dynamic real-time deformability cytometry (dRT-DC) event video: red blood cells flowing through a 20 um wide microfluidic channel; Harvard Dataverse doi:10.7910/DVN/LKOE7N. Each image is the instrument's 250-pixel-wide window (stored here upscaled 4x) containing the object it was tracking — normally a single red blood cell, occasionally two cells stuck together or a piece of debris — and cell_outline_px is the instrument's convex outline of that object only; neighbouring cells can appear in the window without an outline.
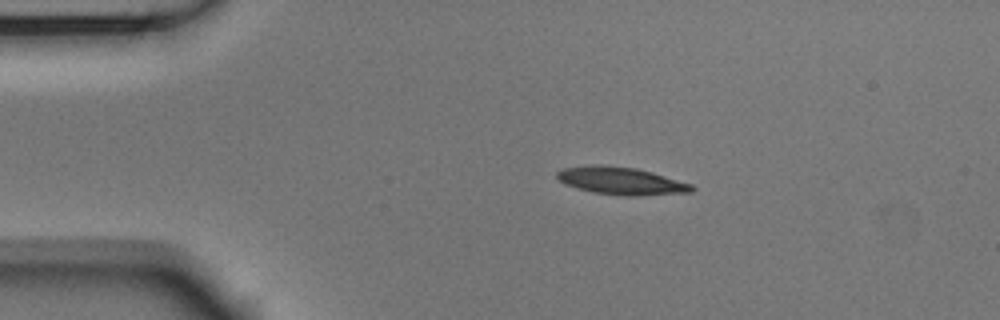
{"species": "Egyptian fruit bat (a non-hibernating species)", "species_latin": "Rousettus aegyptiacus", "temperature_condition": "room temperature", "stored_images_in_passage": 44, "camera_frame_rate_fps": 3000, "um_per_image_px": 0.085, "animal": {"sex": "male"}, "frame": {"image": 1, "passage_image": 1, "time_ms": 0.0, "image_size_px": [1000, 320], "cell_outline_px": [[696, 188], [692, 192], [632, 196], [628, 196], [592, 192], [564, 184], [556, 176], [556, 172], [564, 168], [592, 164], [604, 164], [636, 168], [652, 172], [692, 184]], "centroid_in_image_um": [52.79, 15.36], "position_along_channel_um": 32.2, "area_um2": 21.68}}
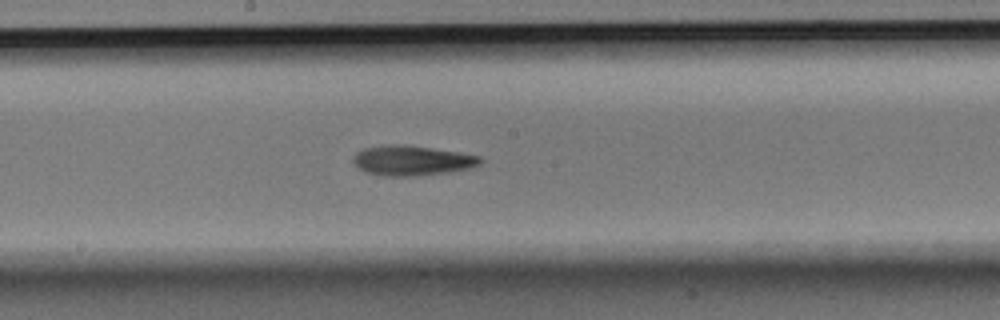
{"frame": {"image": 2, "passage_image": 19, "time_ms": 6.0, "image_size_px": [1000, 320], "cell_outline_px": [[484, 160], [480, 164], [468, 168], [448, 172], [416, 176], [384, 176], [364, 172], [352, 160], [356, 152], [364, 148], [388, 144], [404, 144], [432, 148], [480, 156]], "centroid_in_image_um": [35.0, 13.64], "position_along_channel_um": 213.2, "area_um2": 22.14}}
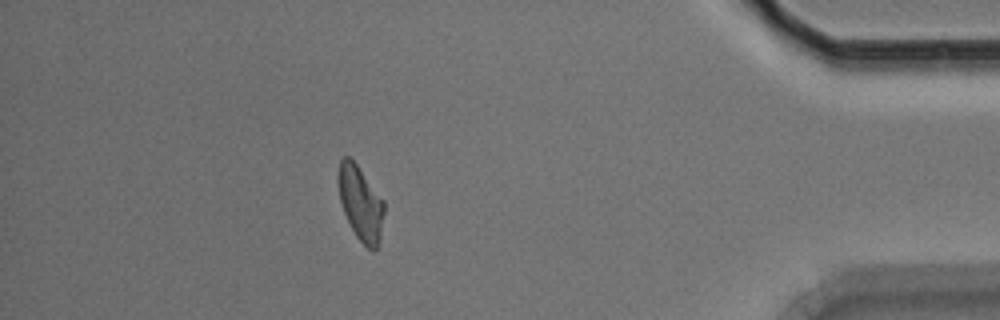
{"frame": {"image": 3, "passage_image": 38, "time_ms": 12.333, "image_size_px": [1000, 320], "cell_outline_px": [[384, 212], [380, 236], [376, 248], [368, 248], [356, 236], [344, 212], [340, 200], [336, 180], [336, 176], [340, 160], [344, 156], [348, 156], [356, 164], [384, 200]], "centroid_in_image_um": [30.62, 17.21], "position_along_channel_um": 404.6, "area_um2": 19.65}, "authors_computed_cell_mechanics": {"area_um2": 21.0103, "velocity_mm_per_s": 3.7546, "shape_relaxation_time_tau1_ms": 5.4542, "shape_relaxation_time_tau2_ms": 10.9421, "deformation_change_tau1": 0.1917, "deformation_change_tau2": 0.2221}}